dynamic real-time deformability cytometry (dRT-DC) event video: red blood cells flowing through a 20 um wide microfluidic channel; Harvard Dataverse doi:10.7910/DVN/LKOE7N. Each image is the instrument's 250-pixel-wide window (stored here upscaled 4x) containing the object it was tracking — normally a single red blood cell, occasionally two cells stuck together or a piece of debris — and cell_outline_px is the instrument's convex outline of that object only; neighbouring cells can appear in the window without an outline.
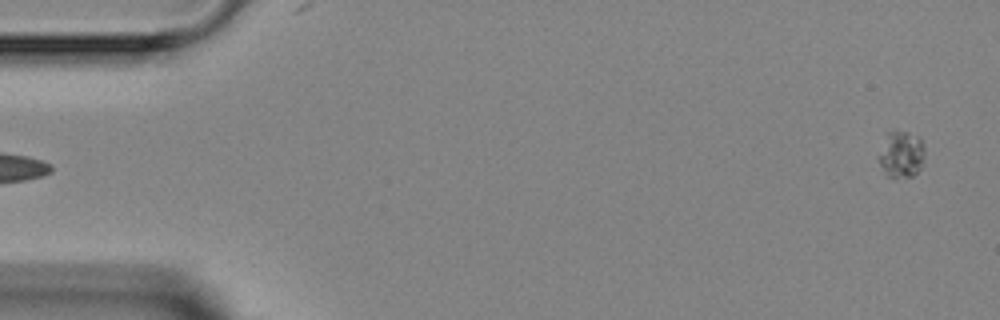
{"species": "Egyptian fruit bat (a non-hibernating species)", "species_latin": "Rousettus aegyptiacus", "temperature_condition": "room temperature", "stored_images_in_passage": 5, "segment_of_instrument_passage": [2, 2], "camera_frame_rate_fps": 3000, "um_per_image_px": 0.085, "animal": {"sex": "female"}, "frame": {"image": 1, "passage_image": 5, "time_ms": 4.667, "image_size_px": [1000, 320], "cell_outline_px": [[924, 156], [920, 168], [912, 176], [892, 180], [888, 176], [880, 164], [876, 156], [888, 132], [892, 128], [908, 132], [920, 136], [924, 144]], "centroid_in_image_um": [76.59, 13.09], "position_along_channel_um": 8.4, "area_um2": 13.01}}